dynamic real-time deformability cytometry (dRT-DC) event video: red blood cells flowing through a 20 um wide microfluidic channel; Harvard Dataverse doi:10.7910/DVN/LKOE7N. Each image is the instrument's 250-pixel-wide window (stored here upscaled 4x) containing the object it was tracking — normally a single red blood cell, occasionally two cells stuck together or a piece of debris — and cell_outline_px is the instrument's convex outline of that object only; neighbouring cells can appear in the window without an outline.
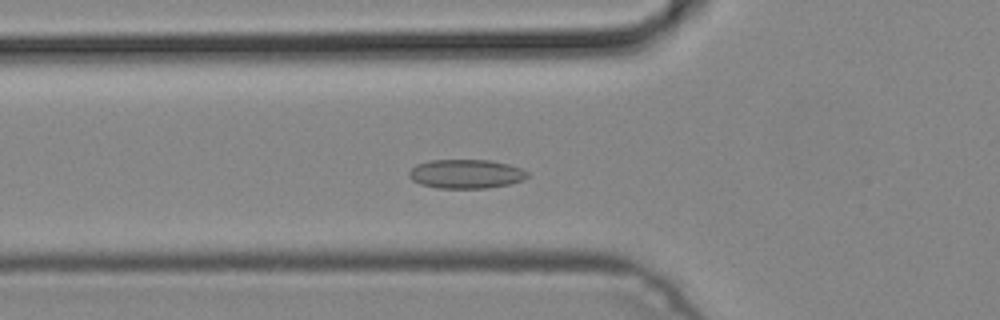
{"species": "common noctule bat (a hibernating species)", "species_latin": "Nyctalus noctula", "temperature_condition": "cold", "stored_images_in_passage": 49, "camera_frame_rate_fps": 3000, "um_per_image_px": 0.085, "animal": {"sex": "male", "body_mass_g": 19.2, "forearm_length_mm": 51.8}, "frame": {"image": 1, "passage_image": 18, "time_ms": 5.667, "image_size_px": [1000, 320], "cell_outline_px": [[528, 176], [524, 180], [508, 184], [488, 188], [440, 188], [420, 184], [412, 180], [408, 176], [408, 172], [416, 164], [428, 160], [488, 160], [508, 164], [520, 168], [528, 172]], "centroid_in_image_um": [39.59, 14.78], "position_along_channel_um": 86.2, "area_um2": 20.06}}
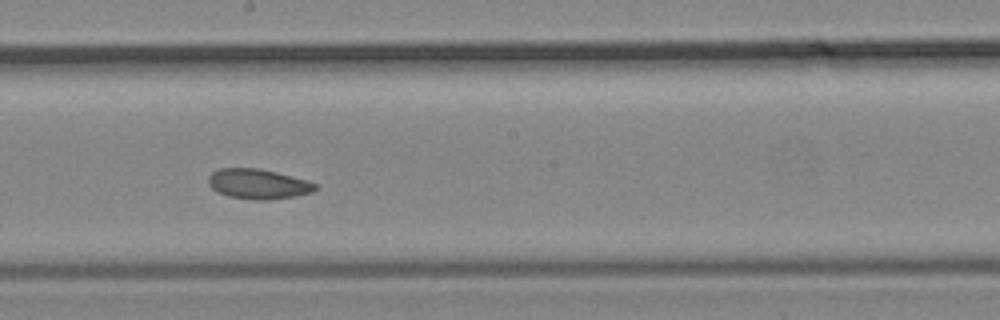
{"frame": {"image": 2, "passage_image": 28, "time_ms": 9.0, "image_size_px": [1000, 320], "cell_outline_px": [[316, 188], [312, 192], [296, 196], [268, 200], [252, 200], [228, 196], [216, 192], [208, 184], [208, 176], [212, 172], [220, 168], [260, 168], [308, 180], [316, 184]], "centroid_in_image_um": [21.92, 15.64], "position_along_channel_um": 226.3, "area_um2": 18.84}}
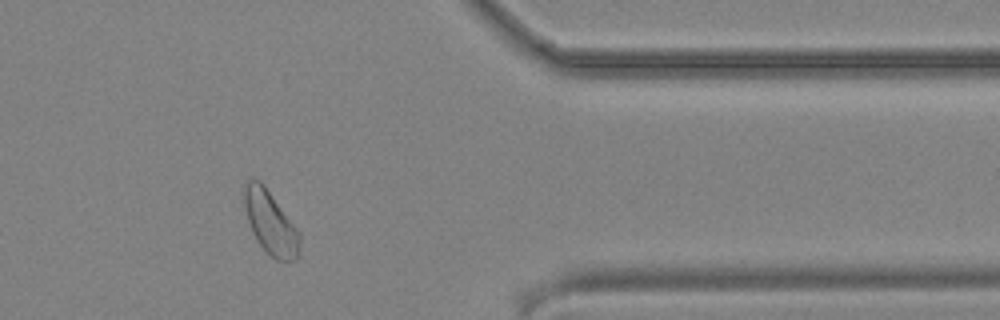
{"frame": {"image": 3, "passage_image": 41, "time_ms": 13.333, "image_size_px": [1000, 320], "cell_outline_px": [[300, 248], [296, 256], [292, 260], [276, 260], [260, 244], [252, 232], [248, 220], [244, 204], [244, 188], [248, 180], [252, 176], [260, 180], [264, 184], [300, 232]], "centroid_in_image_um": [22.98, 18.87], "position_along_channel_um": 388.4, "area_um2": 20.23}}